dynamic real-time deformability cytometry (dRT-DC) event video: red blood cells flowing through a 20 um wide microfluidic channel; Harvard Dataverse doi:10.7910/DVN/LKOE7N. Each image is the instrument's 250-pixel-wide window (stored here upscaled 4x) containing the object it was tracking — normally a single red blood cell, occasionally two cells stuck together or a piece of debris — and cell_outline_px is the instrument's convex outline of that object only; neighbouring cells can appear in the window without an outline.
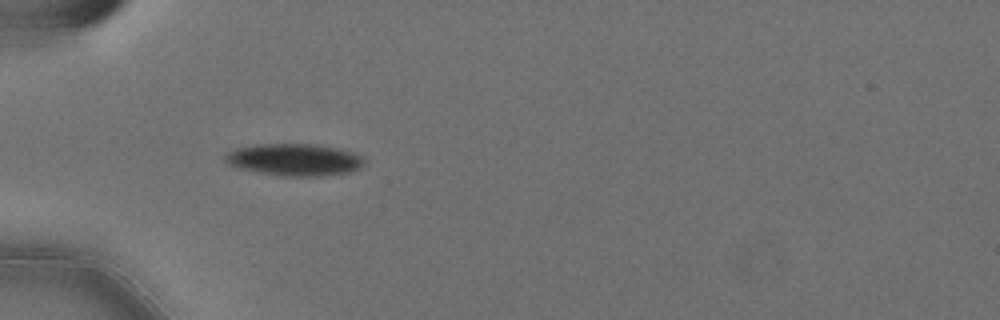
{"species": "Egyptian fruit bat (a non-hibernating species)", "species_latin": "Rousettus aegyptiacus", "temperature_condition": "cold", "stored_images_in_passage": 2, "camera_frame_rate_fps": 3000, "um_per_image_px": 0.085, "animal": {"sex": "female"}, "frame": {"image": 1, "passage_image": 1, "time_ms": 0.0, "image_size_px": [1000, 320], "cell_outline_px": [[364, 164], [360, 168], [348, 172], [324, 176], [280, 176], [240, 168], [228, 164], [224, 160], [224, 156], [228, 152], [236, 148], [256, 144], [316, 144], [336, 148], [352, 152], [364, 156]], "centroid_in_image_um": [25.04, 13.57], "position_along_channel_um": 60.0, "area_um2": 26.01}}